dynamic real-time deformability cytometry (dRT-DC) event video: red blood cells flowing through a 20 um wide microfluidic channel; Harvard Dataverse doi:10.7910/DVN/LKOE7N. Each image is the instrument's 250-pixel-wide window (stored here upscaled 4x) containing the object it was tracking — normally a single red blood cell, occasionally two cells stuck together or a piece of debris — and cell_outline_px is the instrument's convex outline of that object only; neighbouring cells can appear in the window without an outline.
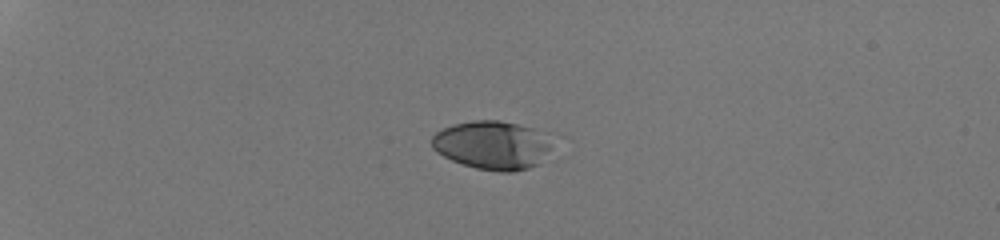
{"species": "human", "species_latin": "Homo sapiens", "temperature_condition": "room temperature", "stored_images_in_passage": 38, "camera_frame_rate_fps": 3000, "um_per_image_px": 0.085, "donor": {"sex": "male"}, "frame": {"image": 1, "passage_image": 1, "time_ms": 0.0, "image_size_px": [1000, 240], "cell_outline_px": [[564, 136], [540, 164], [528, 168], [512, 172], [500, 172], [476, 168], [452, 160], [436, 152], [432, 148], [432, 136], [436, 132], [452, 124], [472, 120], [500, 120], [556, 132]], "centroid_in_image_um": [42.09, 12.3], "position_along_channel_um": 42.9, "area_um2": 35.95}}
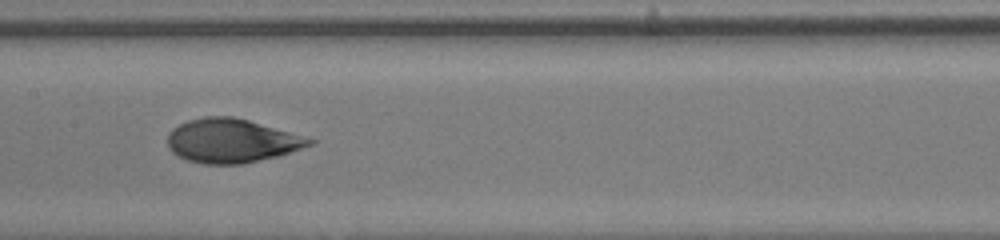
{"frame": {"image": 2, "passage_image": 17, "time_ms": 5.333, "image_size_px": [1000, 240], "cell_outline_px": [[316, 140], [312, 144], [276, 156], [240, 164], [204, 164], [188, 160], [172, 152], [168, 148], [168, 132], [172, 128], [188, 120], [204, 116], [232, 116], [248, 120]], "centroid_in_image_um": [19.62, 11.96], "position_along_channel_um": 187.8, "area_um2": 35.78}}
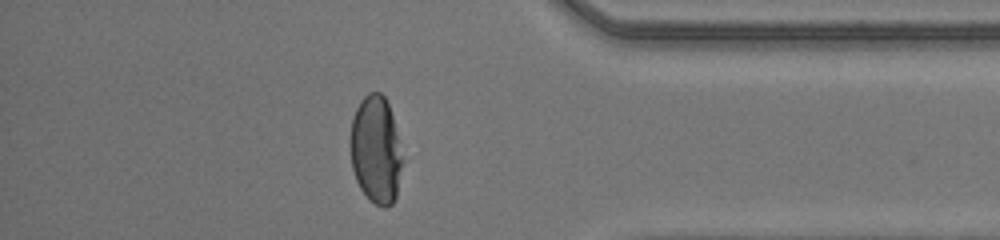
{"frame": {"image": 3, "passage_image": 33, "time_ms": 10.667, "image_size_px": [1000, 240], "cell_outline_px": [[404, 160], [396, 196], [392, 204], [384, 208], [376, 204], [360, 188], [356, 180], [352, 168], [352, 120], [356, 108], [360, 100], [368, 92], [380, 92], [384, 96], [388, 104], [392, 116]], "centroid_in_image_um": [31.98, 12.73], "position_along_channel_um": 403.2, "area_um2": 32.31}, "authors_computed_cell_mechanics": {"area_um2": 35.7493, "velocity_mm_per_s": 4.2629, "shape_relaxation_time_tau1_ms": 3.8104, "shape_relaxation_time_tau2_ms": null, "deformation_change_tau1": 0.1984, "deformation_change_tau2": null}}